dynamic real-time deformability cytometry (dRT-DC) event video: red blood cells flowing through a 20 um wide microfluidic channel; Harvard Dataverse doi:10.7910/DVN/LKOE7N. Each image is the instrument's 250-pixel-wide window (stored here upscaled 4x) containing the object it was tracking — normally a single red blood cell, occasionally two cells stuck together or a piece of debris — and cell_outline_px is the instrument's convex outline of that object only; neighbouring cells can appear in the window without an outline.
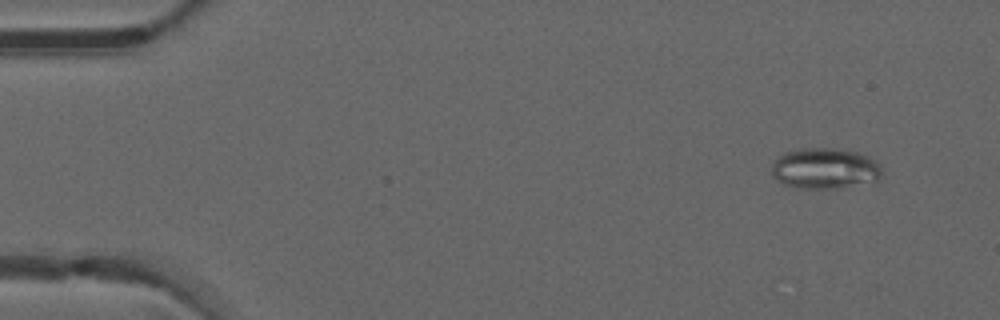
{"species": "common noctule bat (a hibernating species)", "species_latin": "Nyctalus noctula", "temperature_condition": "warm", "stored_images_in_passage": 49, "camera_frame_rate_fps": 3000, "um_per_image_px": 0.085, "animal": {"sex": "male", "forearm_length_mm": 52.5}, "frame": {"image": 1, "passage_image": 4, "time_ms": 1.0, "image_size_px": [1000, 320], "cell_outline_px": [[884, 176], [876, 180], [836, 188], [796, 188], [784, 184], [776, 180], [772, 176], [772, 164], [784, 152], [800, 148], [824, 148], [856, 152], [868, 156], [876, 160], [880, 164]], "centroid_in_image_um": [70.11, 14.32], "position_along_channel_um": 14.9, "area_um2": 26.13}}
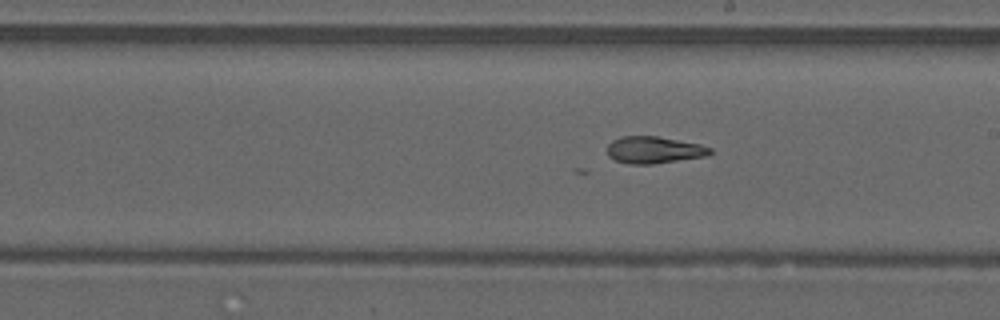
{"frame": {"image": 2, "passage_image": 28, "time_ms": 9.0, "image_size_px": [1000, 320], "cell_outline_px": [[712, 152], [708, 156], [652, 164], [628, 164], [616, 160], [608, 156], [608, 144], [612, 140], [620, 136], [656, 136], [700, 144], [712, 148]], "centroid_in_image_um": [55.59, 12.74], "position_along_channel_um": 233.4, "area_um2": 16.18}}
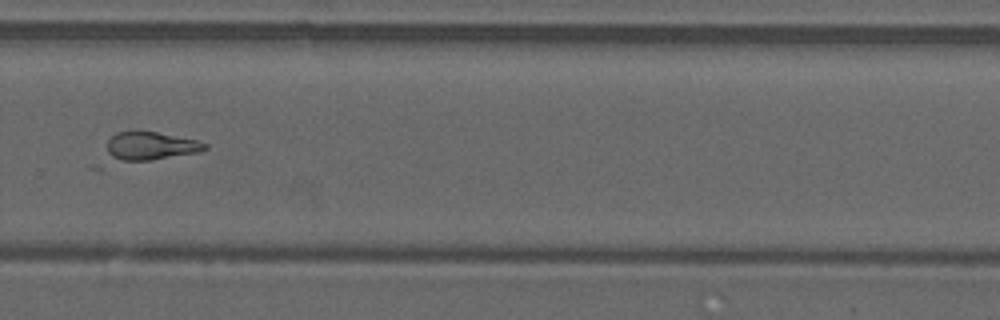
{"frame": {"image": 3, "passage_image": 34, "time_ms": 11.0, "image_size_px": [1000, 320], "cell_outline_px": [[208, 148], [196, 152], [152, 160], [108, 160], [108, 140], [116, 132], [136, 128], [196, 140], [208, 144]], "centroid_in_image_um": [12.72, 12.37], "position_along_channel_um": 317.1, "area_um2": 16.42}}